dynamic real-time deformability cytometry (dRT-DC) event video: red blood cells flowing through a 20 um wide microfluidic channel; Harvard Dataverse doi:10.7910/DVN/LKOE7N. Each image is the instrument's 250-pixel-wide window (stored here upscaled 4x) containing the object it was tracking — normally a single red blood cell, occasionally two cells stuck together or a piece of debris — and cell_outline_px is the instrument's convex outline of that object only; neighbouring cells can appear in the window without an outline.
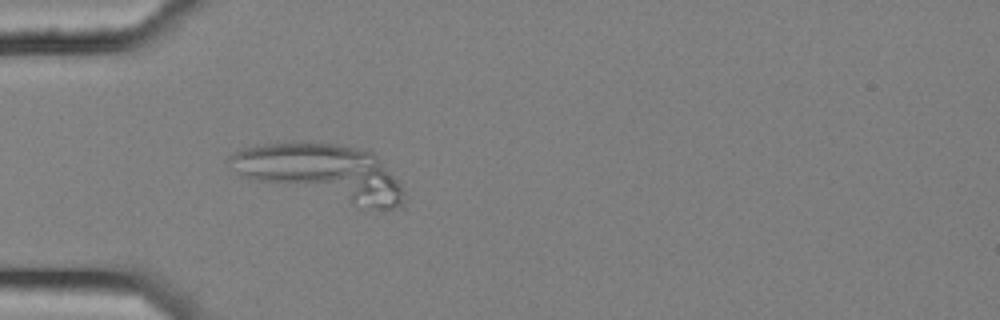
{"species": "common noctule bat (a hibernating species)", "species_latin": "Nyctalus noctula", "temperature_condition": "cold", "stored_images_in_passage": 2, "camera_frame_rate_fps": 3000, "um_per_image_px": 0.085, "animal": {"sex": "female", "body_mass_g": 25.1}, "frame": {"image": 1, "passage_image": 2, "time_ms": 0.333, "image_size_px": [1000, 320], "cell_outline_px": [[404, 208], [356, 208], [236, 176], [224, 160], [228, 156], [240, 148], [256, 144], [292, 140], [300, 140], [340, 144], [360, 148], [372, 152], [376, 156], [400, 184], [404, 192]], "centroid_in_image_um": [27.26, 14.64], "position_along_channel_um": 57.7, "area_um2": 59.01}}